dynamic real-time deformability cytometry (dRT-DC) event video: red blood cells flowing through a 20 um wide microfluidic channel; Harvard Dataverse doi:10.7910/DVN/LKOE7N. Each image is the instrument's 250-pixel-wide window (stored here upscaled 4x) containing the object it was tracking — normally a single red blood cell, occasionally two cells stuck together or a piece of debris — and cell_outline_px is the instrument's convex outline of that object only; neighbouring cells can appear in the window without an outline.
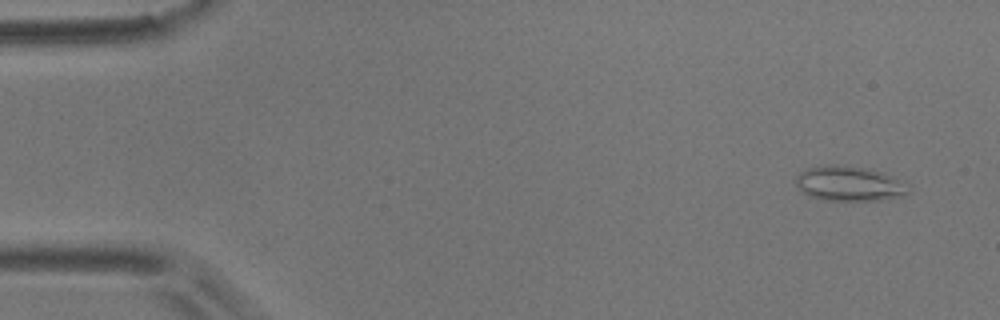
{"species": "common noctule bat (a hibernating species)", "species_latin": "Nyctalus noctula", "temperature_condition": "room temperature", "stored_images_in_passage": 5, "camera_frame_rate_fps": 3000, "um_per_image_px": 0.085, "animal": {"sex": "male", "body_mass_g": 17.9}, "frame": {"image": 1, "passage_image": 1, "time_ms": 0.0, "image_size_px": [1000, 320], "cell_outline_px": [[908, 192], [904, 196], [880, 200], [824, 200], [808, 196], [796, 184], [796, 176], [800, 172], [808, 168], [828, 164], [848, 164], [868, 168], [884, 172], [908, 184]], "centroid_in_image_um": [72.2, 15.59], "position_along_channel_um": 12.8, "area_um2": 23.18}}